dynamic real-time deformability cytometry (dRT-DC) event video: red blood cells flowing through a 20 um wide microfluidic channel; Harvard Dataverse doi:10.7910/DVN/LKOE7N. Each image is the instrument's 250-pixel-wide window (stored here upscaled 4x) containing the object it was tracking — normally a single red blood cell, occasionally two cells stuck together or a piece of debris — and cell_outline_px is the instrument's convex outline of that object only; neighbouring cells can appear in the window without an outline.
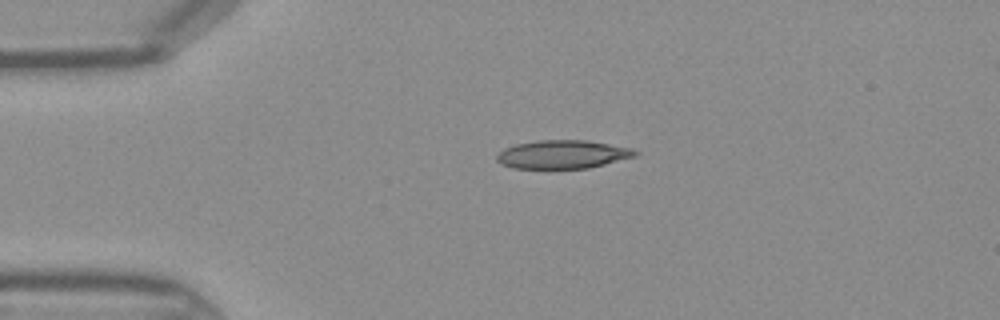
{"species": "Egyptian fruit bat (a non-hibernating species)", "species_latin": "Rousettus aegyptiacus", "temperature_condition": "warm", "stored_images_in_passage": 35, "camera_frame_rate_fps": 3000, "um_per_image_px": 0.085, "frame": {"image": 1, "passage_image": 1, "time_ms": 0.0, "image_size_px": [1000, 320], "cell_outline_px": [[640, 152], [636, 156], [588, 168], [512, 168], [500, 164], [496, 160], [496, 156], [504, 148], [516, 144], [536, 140], [588, 140], [632, 148]], "centroid_in_image_um": [47.82, 13.11], "position_along_channel_um": 37.2, "area_um2": 22.95}}
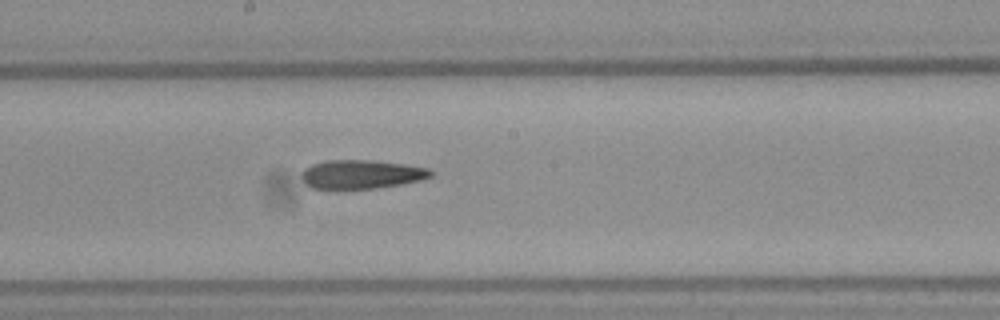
{"frame": {"image": 2, "passage_image": 15, "time_ms": 4.667, "image_size_px": [1000, 320], "cell_outline_px": [[432, 176], [420, 180], [404, 184], [376, 188], [312, 188], [300, 176], [304, 168], [312, 164], [328, 160], [372, 160], [428, 168], [432, 172]], "centroid_in_image_um": [30.72, 14.81], "position_along_channel_um": 217.5, "area_um2": 21.39}}
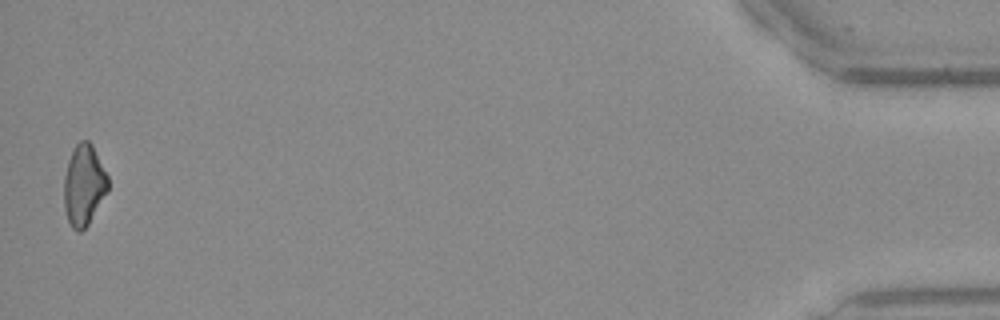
{"frame": {"image": 3, "passage_image": 35, "time_ms": 11.333, "image_size_px": [1000, 320], "cell_outline_px": [[108, 192], [88, 224], [80, 232], [76, 232], [72, 228], [68, 220], [64, 208], [64, 176], [68, 160], [76, 144], [80, 140], [88, 140], [92, 144], [108, 176]], "centroid_in_image_um": [7.13, 15.74], "position_along_channel_um": 428.1, "area_um2": 20.81}}